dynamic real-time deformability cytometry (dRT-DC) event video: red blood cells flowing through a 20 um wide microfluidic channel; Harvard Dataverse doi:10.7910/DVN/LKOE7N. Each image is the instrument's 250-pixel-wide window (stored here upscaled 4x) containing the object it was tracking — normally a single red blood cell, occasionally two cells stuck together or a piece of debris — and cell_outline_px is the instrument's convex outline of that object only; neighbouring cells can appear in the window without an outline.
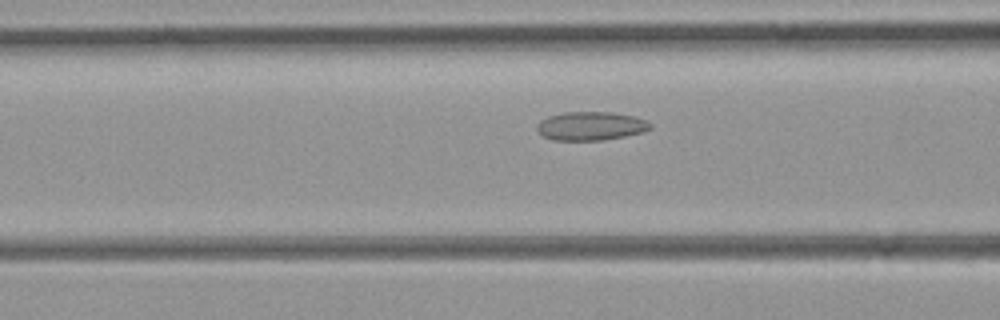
{"species": "common noctule bat (a hibernating species)", "species_latin": "Nyctalus noctula", "temperature_condition": "room temperature", "stored_images_in_passage": 26, "camera_frame_rate_fps": 3000, "um_per_image_px": 0.085, "animal": {"sex": "female", "body_mass_g": 21.9}, "frame": {"image": 1, "passage_image": 9, "time_ms": 2.667, "image_size_px": [1000, 320], "cell_outline_px": [[652, 128], [644, 132], [604, 140], [552, 140], [536, 132], [536, 124], [540, 120], [548, 116], [564, 112], [612, 112], [632, 116], [648, 120], [652, 124]], "centroid_in_image_um": [50.21, 10.71], "position_along_channel_um": 116.4, "area_um2": 19.13}}
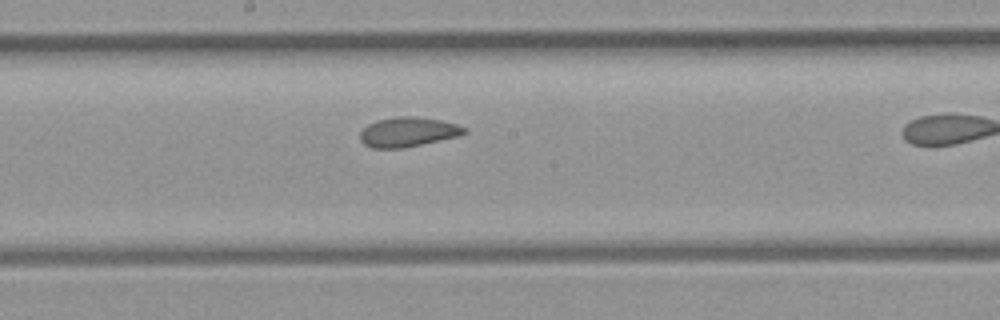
{"frame": {"image": 2, "passage_image": 16, "time_ms": 5.0, "image_size_px": [1000, 320], "cell_outline_px": [[468, 132], [456, 136], [404, 148], [372, 148], [364, 144], [360, 140], [360, 132], [368, 124], [376, 120], [396, 116], [416, 116], [440, 120], [456, 124], [468, 128]], "centroid_in_image_um": [34.65, 11.21], "position_along_channel_um": 213.5, "area_um2": 17.98}}
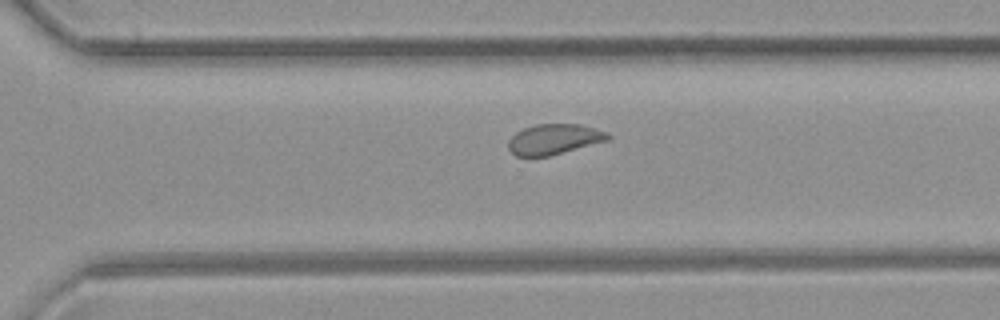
{"frame": {"image": 3, "passage_image": 24, "time_ms": 7.667, "image_size_px": [1000, 320], "cell_outline_px": [[612, 136], [608, 140], [548, 156], [516, 156], [508, 148], [508, 140], [516, 132], [524, 128], [536, 124], [580, 124], [608, 132]], "centroid_in_image_um": [47.09, 11.82], "position_along_channel_um": 323.5, "area_um2": 17.51}}